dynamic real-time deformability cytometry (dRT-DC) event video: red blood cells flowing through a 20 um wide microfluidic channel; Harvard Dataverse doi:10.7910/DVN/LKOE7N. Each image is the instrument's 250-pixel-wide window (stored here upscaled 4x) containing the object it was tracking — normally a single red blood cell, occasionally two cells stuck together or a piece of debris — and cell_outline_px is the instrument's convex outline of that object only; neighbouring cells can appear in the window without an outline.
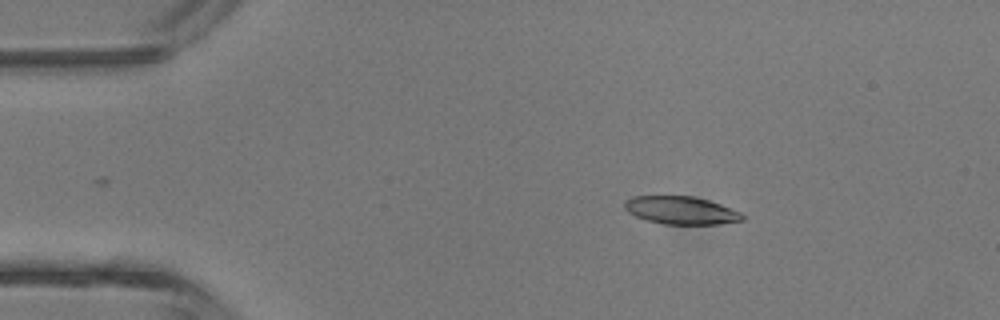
{"species": "common noctule bat (a hibernating species)", "species_latin": "Nyctalus noctula", "temperature_condition": "room temperature", "stored_images_in_passage": 3, "camera_frame_rate_fps": 3000, "um_per_image_px": 0.085, "animal": {"sex": "male", "body_mass_g": 13.3}, "frame": {"image": 1, "passage_image": 1, "time_ms": 0.0, "image_size_px": [1000, 320], "cell_outline_px": [[744, 220], [716, 224], [664, 224], [648, 220], [636, 216], [628, 212], [624, 208], [624, 200], [632, 196], [692, 196], [708, 200], [720, 204], [740, 212], [744, 216]], "centroid_in_image_um": [57.86, 17.87], "position_along_channel_um": 27.1, "area_um2": 19.02}}
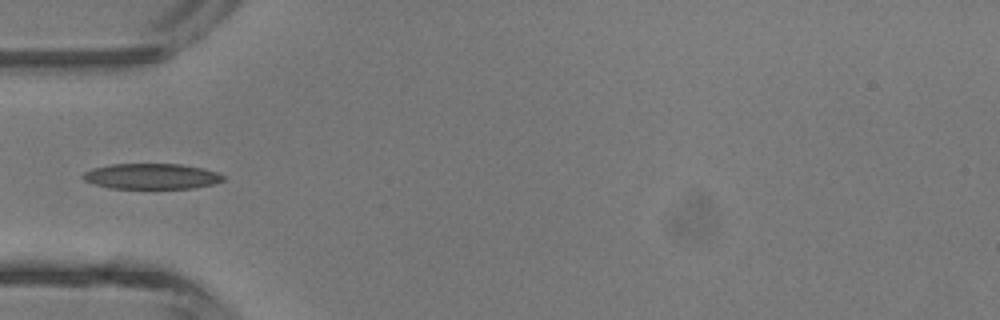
{"frame": {"image": 2, "passage_image": 3, "time_ms": 2.333, "image_size_px": [1000, 320], "cell_outline_px": [[224, 180], [212, 184], [192, 188], [112, 188], [92, 184], [84, 180], [80, 176], [84, 172], [92, 168], [112, 164], [180, 164], [204, 168], [216, 172], [224, 176]], "centroid_in_image_um": [12.84, 14.98], "position_along_channel_um": 72.2, "area_um2": 20.87}}